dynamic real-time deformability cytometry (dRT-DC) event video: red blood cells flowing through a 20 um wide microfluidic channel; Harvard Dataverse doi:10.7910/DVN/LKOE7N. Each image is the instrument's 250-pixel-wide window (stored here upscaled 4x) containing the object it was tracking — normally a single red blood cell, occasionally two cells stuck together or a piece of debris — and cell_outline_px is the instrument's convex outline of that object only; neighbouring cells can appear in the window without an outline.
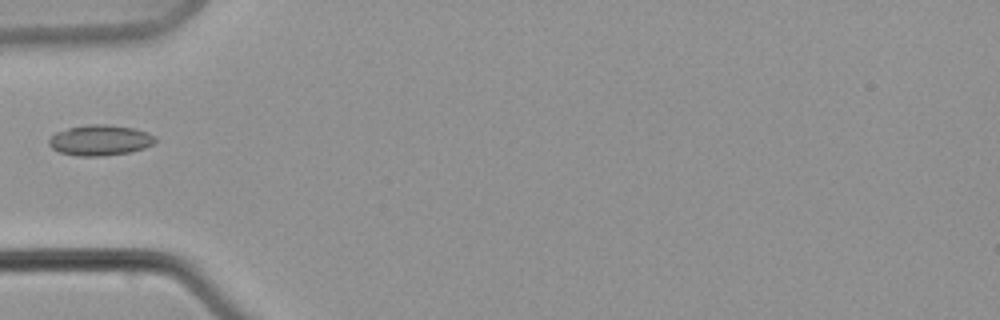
{"species": "common noctule bat (a hibernating species)", "species_latin": "Nyctalus noctula", "temperature_condition": "warm", "stored_images_in_passage": 9, "camera_frame_rate_fps": 3000, "um_per_image_px": 0.085, "animal": {"sex": "male", "body_mass_g": 21.5, "forearm_length_mm": 52.0}, "frame": {"image": 1, "passage_image": 8, "time_ms": 9.0, "image_size_px": [1000, 320], "cell_outline_px": [[156, 140], [152, 144], [144, 148], [128, 152], [100, 156], [76, 156], [60, 152], [52, 148], [48, 144], [48, 140], [56, 132], [68, 128], [88, 124], [108, 124], [136, 128], [148, 132], [156, 136]], "centroid_in_image_um": [8.51, 11.9], "position_along_channel_um": 76.5, "area_um2": 19.02}}
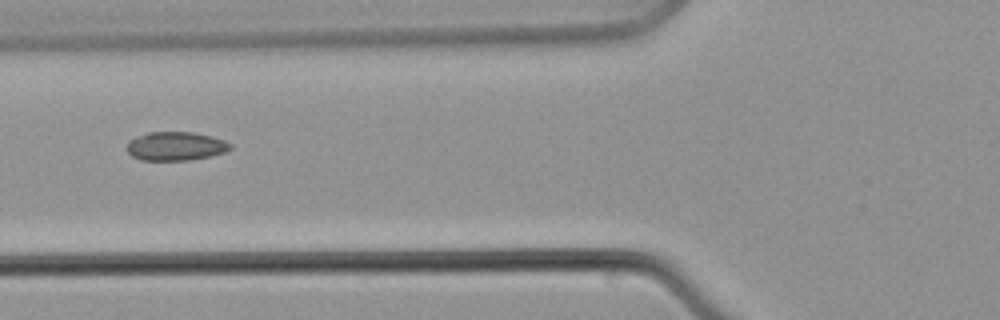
{"frame": {"image": 2, "passage_image": 9, "time_ms": 10.333, "image_size_px": [1000, 320], "cell_outline_px": [[232, 148], [224, 152], [208, 156], [188, 160], [140, 160], [132, 156], [128, 152], [128, 140], [136, 136], [148, 132], [192, 132], [212, 136], [224, 140], [232, 144]], "centroid_in_image_um": [14.92, 12.41], "position_along_channel_um": 110.9, "area_um2": 17.28}}